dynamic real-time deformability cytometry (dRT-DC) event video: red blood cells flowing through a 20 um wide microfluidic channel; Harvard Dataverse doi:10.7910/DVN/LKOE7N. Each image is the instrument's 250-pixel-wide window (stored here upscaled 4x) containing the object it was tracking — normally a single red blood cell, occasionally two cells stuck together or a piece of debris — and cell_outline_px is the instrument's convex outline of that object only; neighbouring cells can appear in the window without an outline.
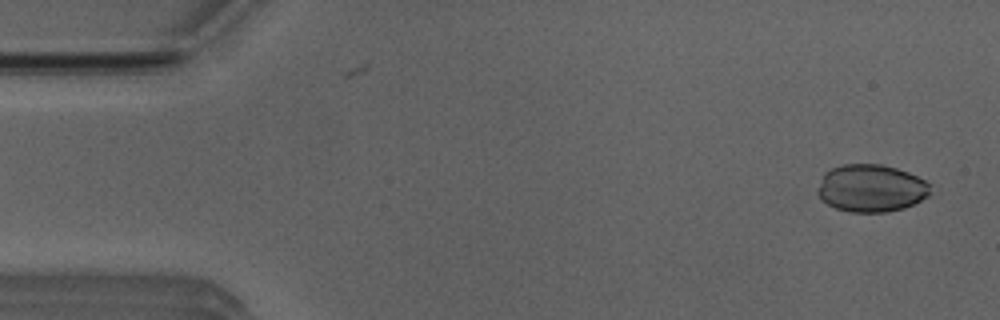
{"species": "Egyptian fruit bat (a non-hibernating species)", "species_latin": "Rousettus aegyptiacus", "temperature_condition": "room temperature", "stored_images_in_passage": 49, "camera_frame_rate_fps": 3000, "um_per_image_px": 0.085, "animal": {"sex": "male"}, "frame": {"image": 1, "passage_image": 1, "time_ms": 0.0, "image_size_px": [1000, 320], "cell_outline_px": [[932, 184], [928, 196], [904, 208], [888, 212], [848, 212], [836, 208], [820, 200], [816, 192], [824, 172], [832, 168], [844, 164], [880, 164], [896, 168], [908, 172]], "centroid_in_image_um": [74.02, 16.0], "position_along_channel_um": 11.0, "area_um2": 31.33}}
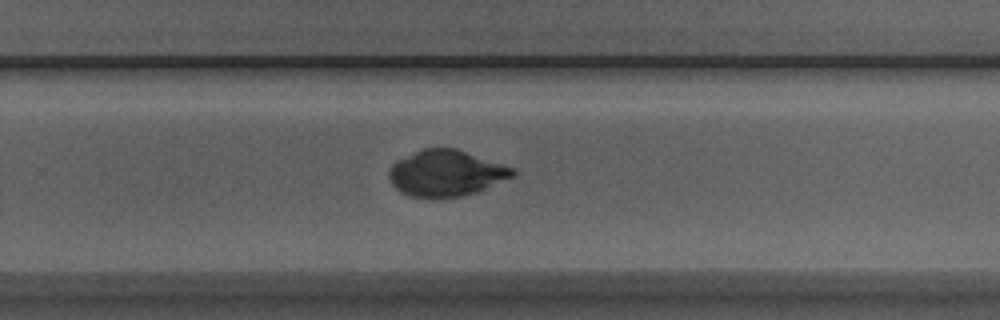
{"frame": {"image": 2, "passage_image": 31, "time_ms": 10.0, "image_size_px": [1000, 320], "cell_outline_px": [[516, 176], [476, 192], [460, 196], [440, 200], [432, 200], [412, 196], [400, 192], [392, 184], [388, 176], [388, 172], [392, 164], [396, 160], [424, 148], [456, 148], [512, 168], [516, 172]], "centroid_in_image_um": [37.88, 14.76], "position_along_channel_um": 291.9, "area_um2": 33.52}}
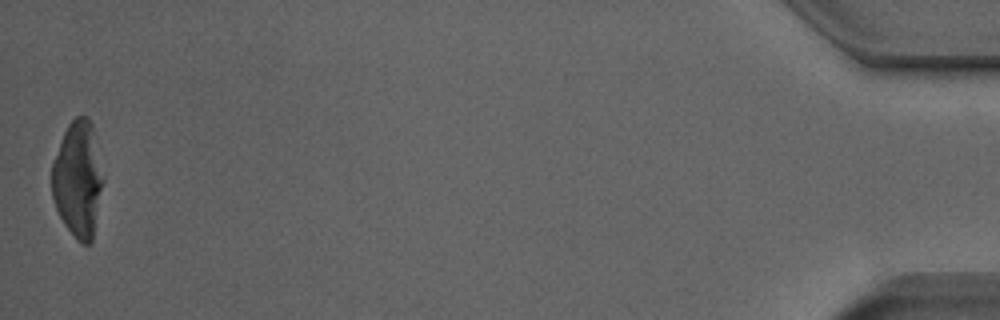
{"frame": {"image": 3, "passage_image": 49, "time_ms": 16.0, "image_size_px": [1000, 320], "cell_outline_px": [[104, 180], [92, 240], [88, 244], [80, 244], [76, 240], [64, 224], [56, 208], [52, 196], [52, 164], [64, 132], [68, 124], [76, 116], [88, 116], [92, 124]], "centroid_in_image_um": [6.63, 15.25], "position_along_channel_um": 428.6, "area_um2": 34.56}}